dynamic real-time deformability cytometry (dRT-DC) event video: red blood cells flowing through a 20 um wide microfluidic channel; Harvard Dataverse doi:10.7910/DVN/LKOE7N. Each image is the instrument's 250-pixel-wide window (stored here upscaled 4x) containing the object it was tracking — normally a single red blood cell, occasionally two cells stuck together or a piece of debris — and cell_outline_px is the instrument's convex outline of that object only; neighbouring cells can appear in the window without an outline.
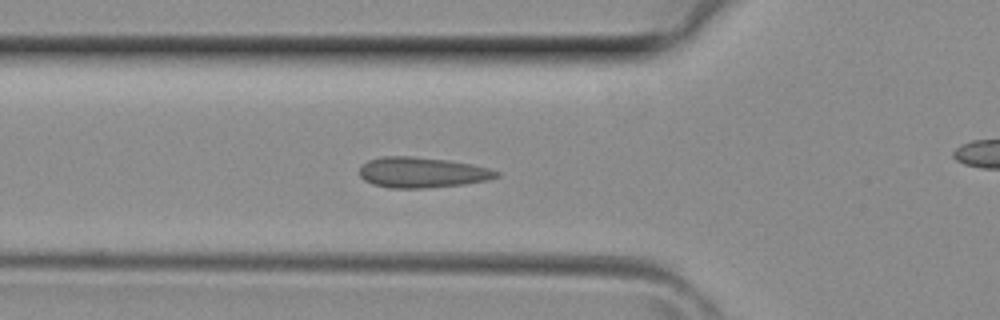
{"species": "common noctule bat (a hibernating species)", "species_latin": "Nyctalus noctula", "temperature_condition": "room temperature", "stored_images_in_passage": 40, "camera_frame_rate_fps": 3000, "um_per_image_px": 0.085, "animal": {"sex": "female", "body_mass_g": 29.2, "forearm_length_mm": 56.3}, "frame": {"image": 1, "passage_image": 13, "time_ms": 4.0, "image_size_px": [1000, 320], "cell_outline_px": [[500, 176], [488, 180], [464, 184], [428, 188], [388, 188], [372, 184], [364, 180], [360, 176], [360, 168], [368, 160], [380, 156], [416, 156], [448, 160], [472, 164], [488, 168], [500, 172]], "centroid_in_image_um": [35.88, 14.65], "position_along_channel_um": 89.9, "area_um2": 24.57}}
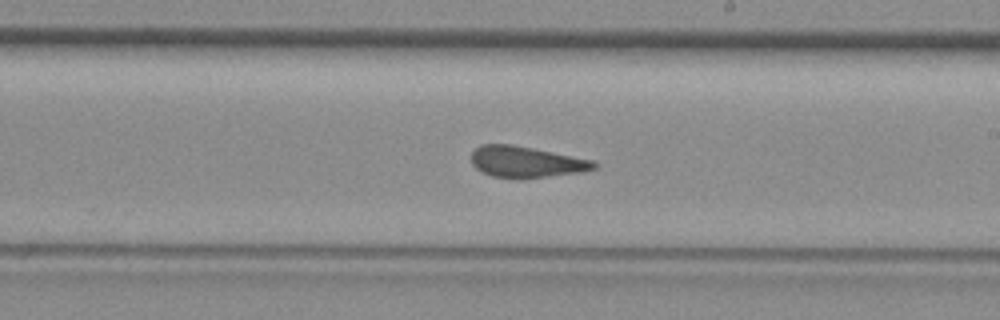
{"frame": {"image": 2, "passage_image": 22, "time_ms": 7.0, "image_size_px": [1000, 320], "cell_outline_px": [[600, 164], [596, 168], [584, 172], [524, 180], [520, 180], [492, 176], [476, 168], [472, 164], [472, 152], [480, 144], [512, 144], [596, 160]], "centroid_in_image_um": [44.8, 13.78], "position_along_channel_um": 244.2, "area_um2": 22.95}}
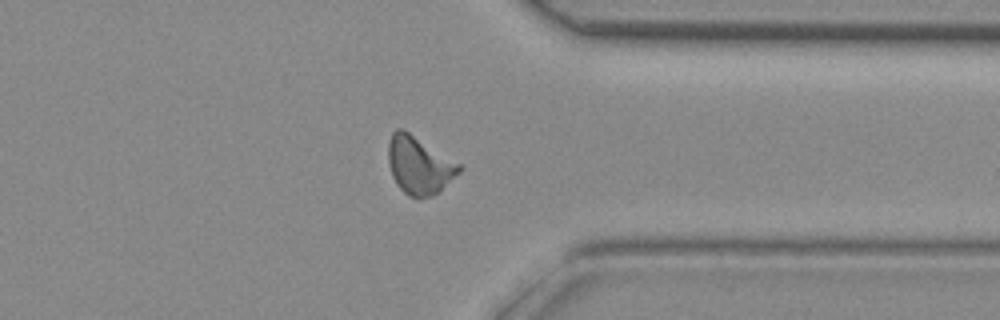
{"frame": {"image": 3, "passage_image": 30, "time_ms": 9.667, "image_size_px": [1000, 320], "cell_outline_px": [[464, 168], [460, 172], [432, 196], [408, 196], [396, 184], [392, 176], [388, 160], [388, 144], [392, 132], [396, 128], [404, 128], [460, 164]], "centroid_in_image_um": [35.61, 14.0], "position_along_channel_um": 375.8, "area_um2": 23.64}}